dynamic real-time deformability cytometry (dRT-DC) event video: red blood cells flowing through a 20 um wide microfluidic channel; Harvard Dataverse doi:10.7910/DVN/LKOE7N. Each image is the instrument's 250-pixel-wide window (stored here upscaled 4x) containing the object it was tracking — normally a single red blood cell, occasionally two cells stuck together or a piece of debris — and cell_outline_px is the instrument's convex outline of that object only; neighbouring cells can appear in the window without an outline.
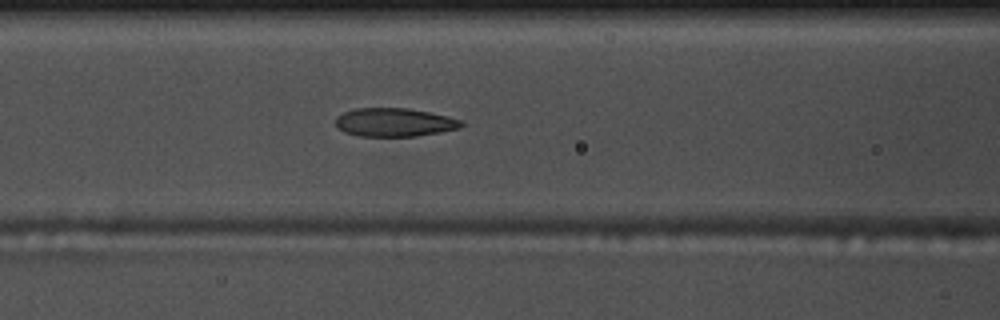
{"species": "common noctule bat (a hibernating species)", "species_latin": "Nyctalus noctula", "temperature_condition": "warm", "stored_images_in_passage": 54, "camera_frame_rate_fps": 3000, "um_per_image_px": 0.085, "animal": {"sex": "male", "body_mass_g": 17.5, "forearm_length_mm": 52.3}, "frame": {"image": 1, "passage_image": 22, "time_ms": 7.0, "image_size_px": [1000, 320], "cell_outline_px": [[464, 124], [460, 128], [440, 132], [416, 136], [360, 136], [344, 132], [336, 128], [336, 116], [344, 112], [356, 108], [408, 108], [448, 116], [464, 120]], "centroid_in_image_um": [33.53, 10.4], "position_along_channel_um": 133.1, "area_um2": 20.98}}
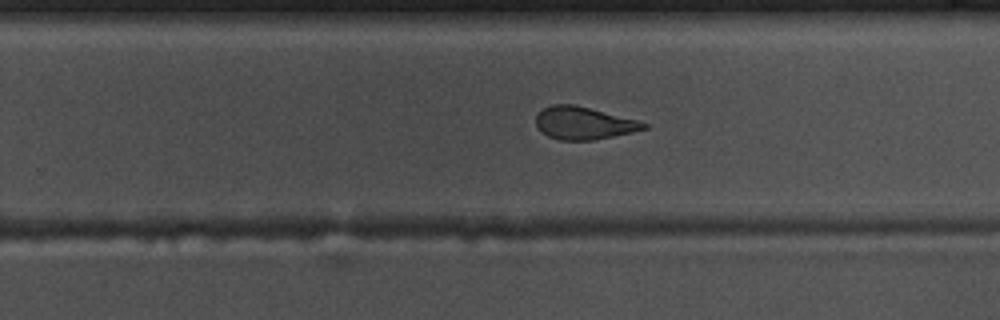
{"frame": {"image": 2, "passage_image": 34, "time_ms": 11.0, "image_size_px": [1000, 320], "cell_outline_px": [[648, 128], [632, 132], [592, 140], [560, 140], [548, 136], [540, 132], [536, 128], [536, 116], [544, 108], [552, 104], [576, 104], [640, 120], [648, 124]], "centroid_in_image_um": [49.62, 10.45], "position_along_channel_um": 280.2, "area_um2": 20.69}}
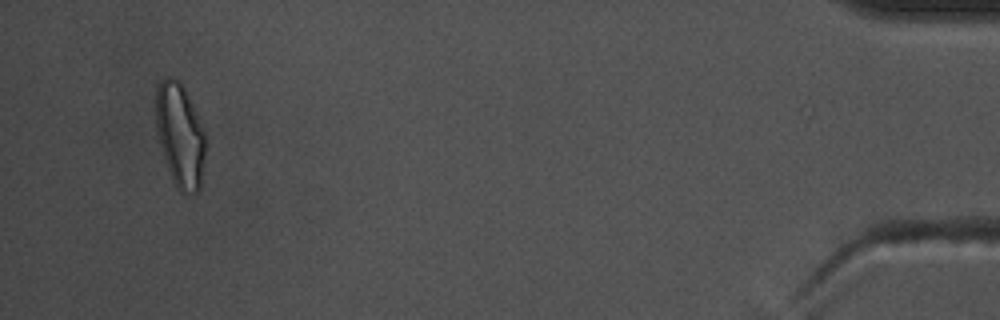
{"frame": {"image": 3, "passage_image": 52, "time_ms": 17.0, "image_size_px": [1000, 320], "cell_outline_px": [[204, 156], [200, 188], [196, 192], [180, 192], [176, 188], [168, 168], [156, 132], [156, 84], [160, 80], [168, 76], [172, 76], [180, 80], [196, 112], [204, 132]], "centroid_in_image_um": [15.27, 11.44], "position_along_channel_um": 419.9, "area_um2": 29.71}, "authors_computed_cell_mechanics": {"area_um2": 22.4264, "velocity_mm_per_s": 3.6911, "shape_relaxation_time_tau1_ms": 7.1979, "shape_relaxation_time_tau2_ms": 2.1638, "deformation_change_tau1": 0.1982, "deformation_change_tau2": 0.0994}}